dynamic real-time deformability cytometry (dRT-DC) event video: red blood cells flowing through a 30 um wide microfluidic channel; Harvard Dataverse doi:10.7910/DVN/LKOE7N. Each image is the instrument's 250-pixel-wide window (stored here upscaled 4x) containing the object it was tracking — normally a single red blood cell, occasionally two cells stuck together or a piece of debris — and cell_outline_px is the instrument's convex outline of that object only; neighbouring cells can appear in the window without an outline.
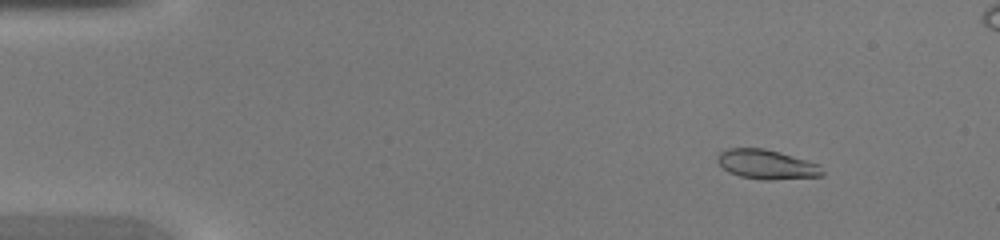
{"species": "common noctule bat (a hibernating species)", "species_latin": "Nyctalus noctula", "temperature_condition": "warm", "stored_images_in_passage": 46, "segment_of_instrument_passage": [1, 2], "camera_frame_rate_fps": 3000, "um_per_image_px": 0.085, "animal": {"sex": "female", "body_mass_g": 20.0, "forearm_length_mm": 54.0}, "frame": {"image": 1, "passage_image": 5, "time_ms": 1.333, "image_size_px": [1000, 240], "cell_outline_px": [[824, 176], [772, 180], [764, 180], [740, 176], [728, 172], [716, 160], [720, 152], [728, 148], [764, 148], [780, 152], [820, 164], [824, 172]], "centroid_in_image_um": [65.2, 13.98], "position_along_channel_um": 19.8, "area_um2": 18.09}}
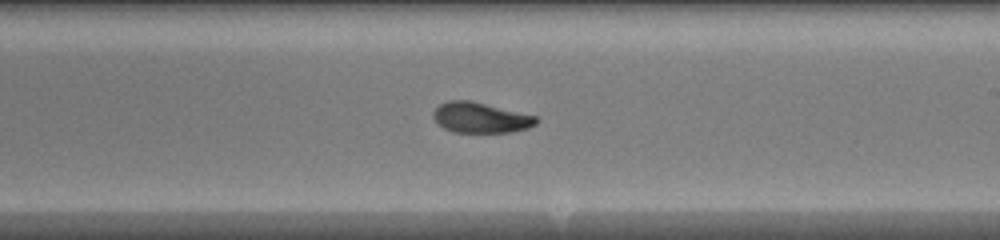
{"frame": {"image": 2, "passage_image": 27, "time_ms": 8.667, "image_size_px": [1000, 240], "cell_outline_px": [[540, 120], [536, 124], [528, 128], [508, 132], [452, 132], [444, 128], [432, 116], [432, 112], [440, 104], [448, 100], [468, 100], [536, 116]], "centroid_in_image_um": [40.84, 10.0], "position_along_channel_um": 248.2, "area_um2": 18.03}}
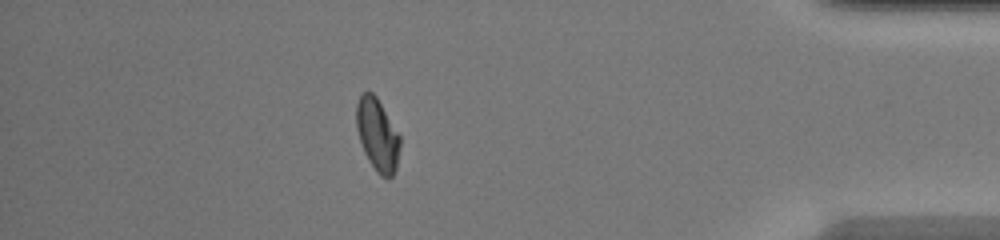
{"frame": {"image": 3, "passage_image": 40, "time_ms": 13.0, "image_size_px": [1000, 240], "cell_outline_px": [[400, 148], [396, 168], [392, 176], [388, 180], [380, 176], [376, 172], [368, 160], [364, 152], [356, 128], [356, 104], [360, 96], [364, 92], [372, 92], [376, 96], [400, 136]], "centroid_in_image_um": [32.08, 11.49], "position_along_channel_um": 403.1, "area_um2": 18.44}}